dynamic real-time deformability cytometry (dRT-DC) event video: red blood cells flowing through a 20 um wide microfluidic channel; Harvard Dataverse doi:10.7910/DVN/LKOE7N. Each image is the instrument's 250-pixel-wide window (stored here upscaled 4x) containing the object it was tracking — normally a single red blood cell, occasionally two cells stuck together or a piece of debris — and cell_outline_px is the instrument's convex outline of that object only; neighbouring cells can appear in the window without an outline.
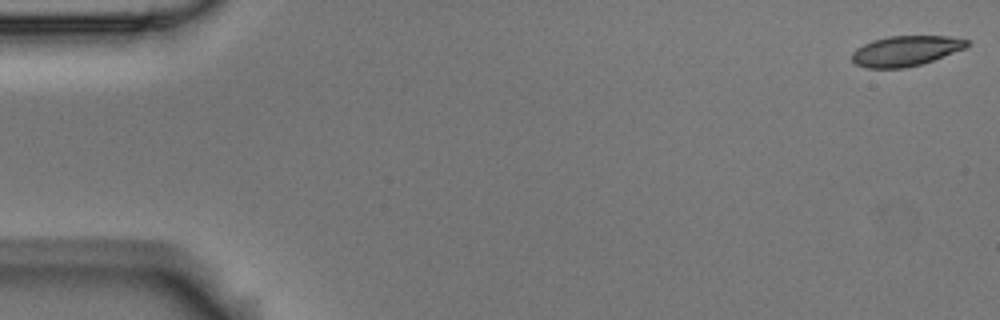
{"species": "Egyptian fruit bat (a non-hibernating species)", "species_latin": "Rousettus aegyptiacus", "temperature_condition": "room temperature", "stored_images_in_passage": 55, "camera_frame_rate_fps": 3000, "um_per_image_px": 0.085, "animal": {"sex": "male"}, "frame": {"image": 1, "passage_image": 1, "time_ms": 0.0, "image_size_px": [1000, 320], "cell_outline_px": [[972, 44], [964, 48], [932, 60], [920, 64], [904, 68], [864, 68], [856, 64], [852, 60], [852, 52], [856, 48], [872, 40], [888, 36], [948, 36], [968, 40]], "centroid_in_image_um": [76.95, 4.32], "position_along_channel_um": 8.0, "area_um2": 20.17}}
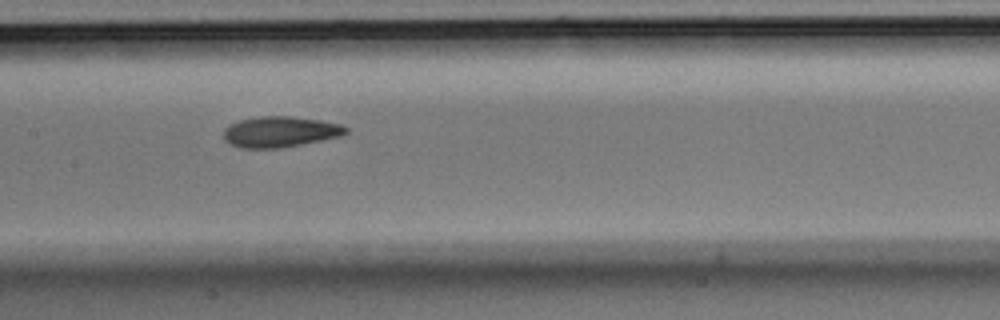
{"frame": {"image": 2, "passage_image": 27, "time_ms": 8.667, "image_size_px": [1000, 320], "cell_outline_px": [[348, 132], [340, 136], [280, 148], [240, 148], [228, 144], [224, 140], [224, 128], [228, 124], [240, 120], [260, 116], [292, 116], [320, 120], [340, 124], [348, 128]], "centroid_in_image_um": [23.76, 11.2], "position_along_channel_um": 183.6, "area_um2": 21.96}}
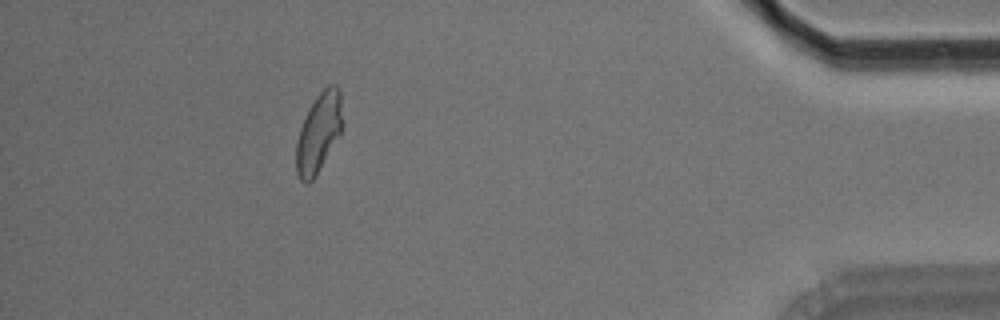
{"frame": {"image": 3, "passage_image": 50, "time_ms": 16.333, "image_size_px": [1000, 320], "cell_outline_px": [[340, 132], [316, 176], [308, 184], [304, 184], [300, 180], [296, 172], [296, 144], [300, 128], [316, 96], [328, 84], [336, 84], [340, 88]], "centroid_in_image_um": [27.05, 11.32], "position_along_channel_um": 408.2, "area_um2": 20.75}, "authors_computed_cell_mechanics": {"area_um2": 21.4438, "velocity_mm_per_s": 3.6183, "shape_relaxation_time_tau1_ms": 5.8895, "shape_relaxation_time_tau2_ms": 2.4493, "deformation_change_tau1": 0.1565, "deformation_change_tau2": 0.0715}}